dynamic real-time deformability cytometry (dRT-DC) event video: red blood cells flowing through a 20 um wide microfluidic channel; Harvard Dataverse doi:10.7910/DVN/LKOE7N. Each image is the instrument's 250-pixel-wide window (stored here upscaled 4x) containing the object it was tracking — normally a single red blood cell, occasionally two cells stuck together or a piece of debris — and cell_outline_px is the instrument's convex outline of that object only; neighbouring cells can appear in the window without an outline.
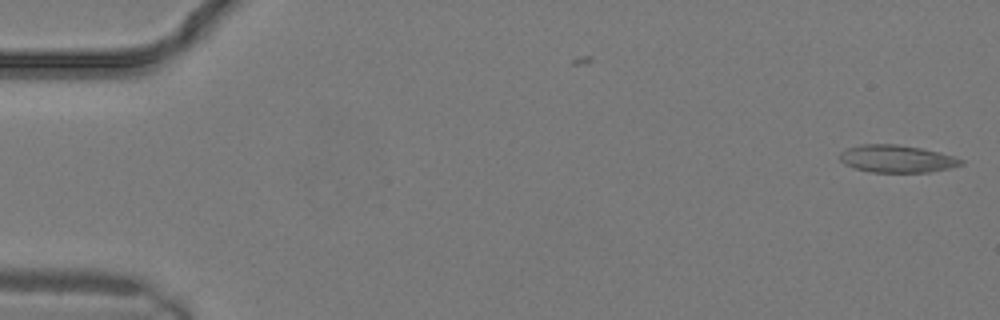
{"species": "common noctule bat (a hibernating species)", "species_latin": "Nyctalus noctula", "temperature_condition": "warm", "stored_images_in_passage": 13, "camera_frame_rate_fps": 3000, "um_per_image_px": 0.085, "animal": {"sex": "male", "body_mass_g": 19.2, "forearm_length_mm": 51.8}, "frame": {"image": 1, "passage_image": 1, "time_ms": 0.0, "image_size_px": [1000, 320], "cell_outline_px": [[964, 164], [952, 168], [932, 172], [872, 172], [856, 168], [844, 164], [840, 160], [840, 152], [848, 148], [860, 144], [896, 144], [920, 148], [940, 152], [964, 160]], "centroid_in_image_um": [76.26, 13.5], "position_along_channel_um": 8.7, "area_um2": 19.42}}
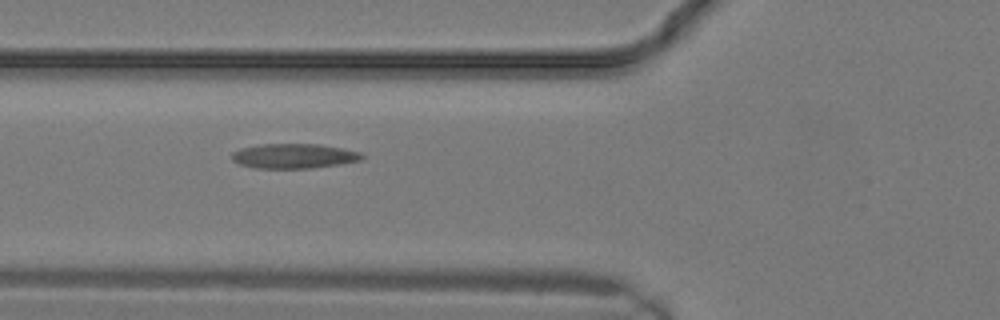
{"frame": {"image": 2, "passage_image": 10, "time_ms": 3.0, "image_size_px": [1000, 320], "cell_outline_px": [[364, 156], [360, 160], [340, 164], [312, 168], [256, 168], [240, 164], [232, 160], [232, 152], [240, 148], [260, 144], [320, 144], [360, 152]], "centroid_in_image_um": [24.96, 13.26], "position_along_channel_um": 100.8, "area_um2": 18.67}}
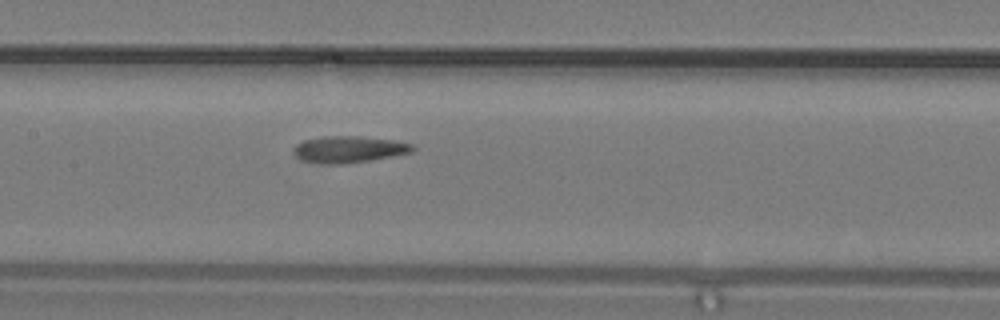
{"frame": {"image": 3, "passage_image": 13, "time_ms": 4.0, "image_size_px": [1000, 320], "cell_outline_px": [[416, 148], [412, 152], [372, 160], [344, 164], [320, 164], [300, 160], [292, 152], [296, 144], [304, 140], [324, 136], [356, 136], [396, 140], [412, 144]], "centroid_in_image_um": [29.64, 12.7], "position_along_channel_um": 177.8, "area_um2": 18.67}}